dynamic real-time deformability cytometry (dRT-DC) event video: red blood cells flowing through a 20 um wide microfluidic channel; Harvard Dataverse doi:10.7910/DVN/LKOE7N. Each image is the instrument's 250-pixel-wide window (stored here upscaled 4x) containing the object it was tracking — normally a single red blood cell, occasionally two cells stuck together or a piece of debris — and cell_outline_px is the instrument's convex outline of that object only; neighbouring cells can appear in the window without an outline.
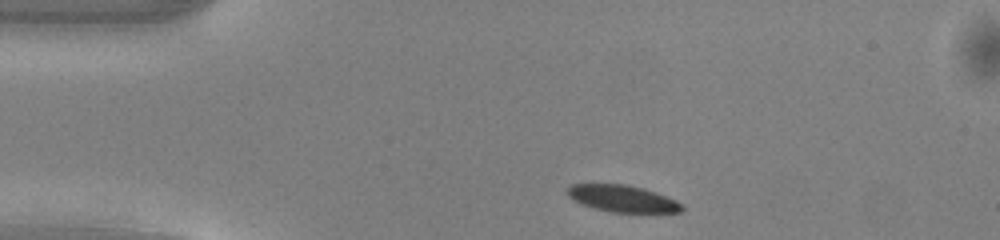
{"species": "common noctule bat (a hibernating species)", "species_latin": "Nyctalus noctula", "temperature_condition": "warm", "stored_images_in_passage": 41, "camera_frame_rate_fps": 3000, "um_per_image_px": 0.085, "animal": {"sex": "male", "body_mass_g": 13.0, "forearm_length_mm": 53.1}, "frame": {"image": 1, "passage_image": 1, "time_ms": 0.0, "image_size_px": [1000, 240], "cell_outline_px": [[684, 208], [680, 212], [612, 212], [596, 208], [584, 204], [568, 196], [568, 188], [572, 184], [628, 184], [644, 188], [656, 192], [676, 200], [684, 204]], "centroid_in_image_um": [52.98, 16.87], "position_along_channel_um": 32.0, "area_um2": 17.69}}
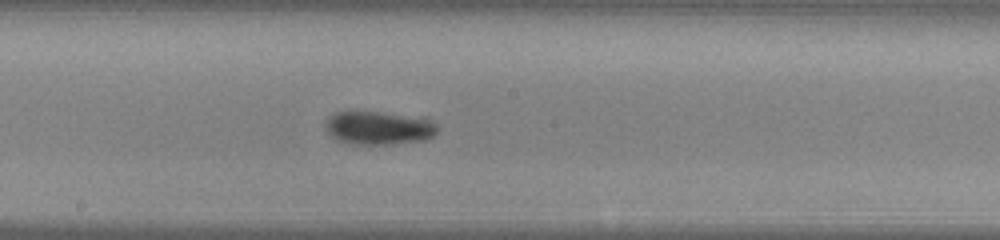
{"frame": {"image": 2, "passage_image": 18, "time_ms": 5.667, "image_size_px": [1000, 240], "cell_outline_px": [[440, 128], [432, 136], [424, 140], [392, 144], [348, 144], [336, 140], [328, 132], [324, 124], [328, 116], [336, 112], [380, 112], [428, 120], [436, 124]], "centroid_in_image_um": [32.13, 10.89], "position_along_channel_um": 216.1, "area_um2": 21.5}}
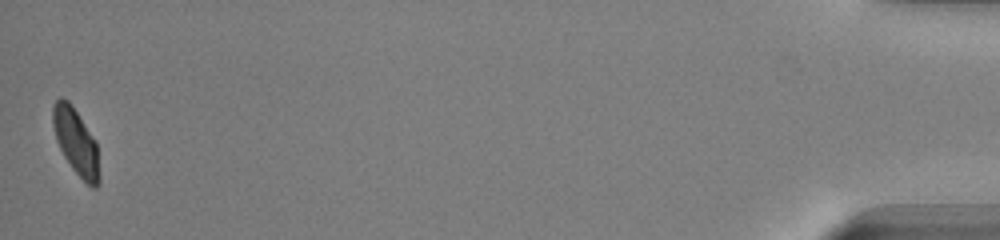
{"frame": {"image": 3, "passage_image": 41, "time_ms": 13.333, "image_size_px": [1000, 240], "cell_outline_px": [[100, 180], [96, 188], [92, 188], [72, 168], [64, 156], [56, 140], [52, 124], [52, 104], [60, 96], [68, 100], [72, 104], [96, 140], [100, 176]], "centroid_in_image_um": [6.45, 12.01], "position_along_channel_um": 428.7, "area_um2": 18.09}, "authors_computed_cell_mechanics": {"area_um2": 19.4786, "velocity_mm_per_s": 4.0783, "shape_relaxation_time_tau1_ms": 2.1548, "shape_relaxation_time_tau2_ms": null, "deformation_change_tau1": 0.121, "deformation_change_tau2": null}}